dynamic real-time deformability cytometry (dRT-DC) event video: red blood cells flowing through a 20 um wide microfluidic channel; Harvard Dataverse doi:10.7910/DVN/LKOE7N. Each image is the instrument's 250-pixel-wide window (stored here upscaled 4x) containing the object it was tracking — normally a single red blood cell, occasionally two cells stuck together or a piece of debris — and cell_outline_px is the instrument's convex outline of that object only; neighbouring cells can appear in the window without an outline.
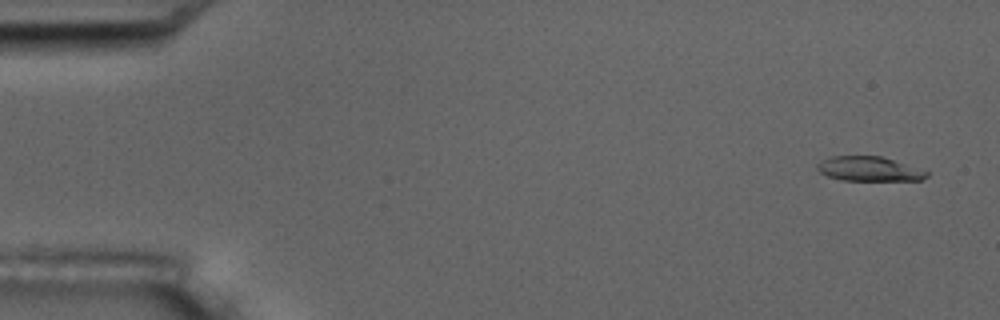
{"species": "common noctule bat (a hibernating species)", "species_latin": "Nyctalus noctula", "temperature_condition": "room temperature", "stored_images_in_passage": 5, "camera_frame_rate_fps": 3000, "um_per_image_px": 0.085, "animal": {"sex": "male", "body_mass_g": 17.5, "forearm_length_mm": 52.3}, "frame": {"image": 1, "passage_image": 1, "time_ms": 0.0, "image_size_px": [1000, 320], "cell_outline_px": [[928, 176], [920, 180], [844, 180], [828, 176], [820, 172], [816, 168], [816, 164], [820, 160], [828, 156], [880, 156], [928, 172]], "centroid_in_image_um": [73.78, 14.35], "position_along_channel_um": 11.2, "area_um2": 15.37}}
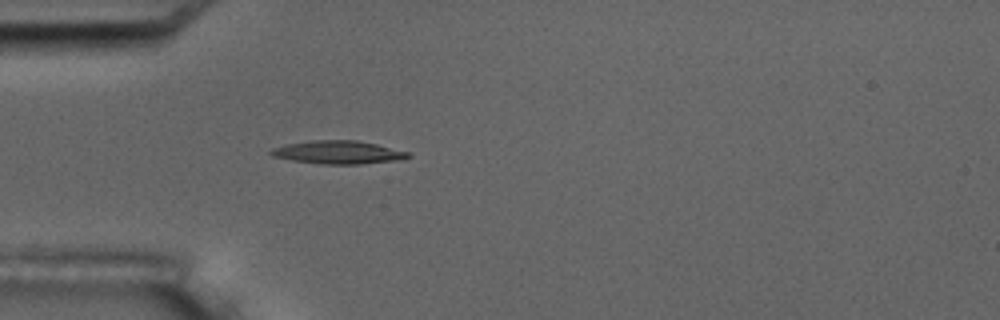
{"frame": {"image": 2, "passage_image": 5, "time_ms": 4.667, "image_size_px": [1000, 320], "cell_outline_px": [[412, 156], [404, 160], [360, 164], [320, 164], [292, 160], [272, 156], [268, 152], [272, 148], [288, 144], [312, 140], [356, 140], [376, 144], [408, 152]], "centroid_in_image_um": [28.77, 12.95], "position_along_channel_um": 56.2, "area_um2": 18.55}}